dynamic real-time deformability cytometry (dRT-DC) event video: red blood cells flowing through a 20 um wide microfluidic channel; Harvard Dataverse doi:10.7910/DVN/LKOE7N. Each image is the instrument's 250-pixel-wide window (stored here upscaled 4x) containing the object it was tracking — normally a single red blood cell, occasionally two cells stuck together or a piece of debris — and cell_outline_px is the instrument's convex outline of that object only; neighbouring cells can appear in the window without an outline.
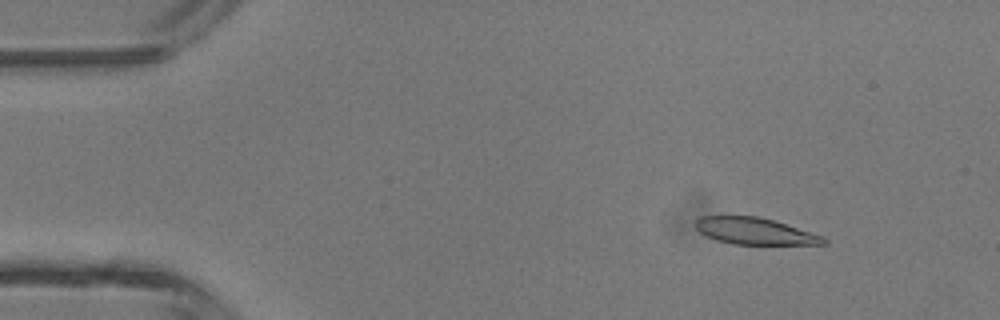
{"species": "common noctule bat (a hibernating species)", "species_latin": "Nyctalus noctula", "temperature_condition": "room temperature", "stored_images_in_passage": 4, "camera_frame_rate_fps": 3000, "um_per_image_px": 0.085, "animal": {"sex": "male", "body_mass_g": 13.3}, "frame": {"image": 1, "passage_image": 2, "time_ms": 0.333, "image_size_px": [1000, 320], "cell_outline_px": [[828, 244], [732, 244], [716, 240], [700, 232], [692, 224], [700, 216], [756, 216], [772, 220], [824, 236], [828, 240]], "centroid_in_image_um": [64.14, 19.65], "position_along_channel_um": 20.9, "area_um2": 19.83}}